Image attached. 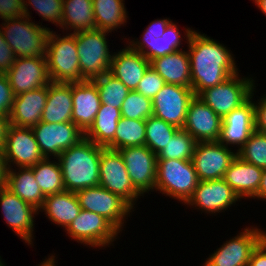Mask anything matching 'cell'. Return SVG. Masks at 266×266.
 Here are the masks:
<instances>
[{
    "instance_id": "1",
    "label": "cell",
    "mask_w": 266,
    "mask_h": 266,
    "mask_svg": "<svg viewBox=\"0 0 266 266\" xmlns=\"http://www.w3.org/2000/svg\"><path fill=\"white\" fill-rule=\"evenodd\" d=\"M185 46L190 58L191 88L195 96L241 72L231 49L199 30L190 35Z\"/></svg>"
},
{
    "instance_id": "2",
    "label": "cell",
    "mask_w": 266,
    "mask_h": 266,
    "mask_svg": "<svg viewBox=\"0 0 266 266\" xmlns=\"http://www.w3.org/2000/svg\"><path fill=\"white\" fill-rule=\"evenodd\" d=\"M103 146L84 138L57 157L66 191H77L99 185L100 156Z\"/></svg>"
},
{
    "instance_id": "3",
    "label": "cell",
    "mask_w": 266,
    "mask_h": 266,
    "mask_svg": "<svg viewBox=\"0 0 266 266\" xmlns=\"http://www.w3.org/2000/svg\"><path fill=\"white\" fill-rule=\"evenodd\" d=\"M51 28L26 15L2 20L0 31L16 58L43 57Z\"/></svg>"
},
{
    "instance_id": "4",
    "label": "cell",
    "mask_w": 266,
    "mask_h": 266,
    "mask_svg": "<svg viewBox=\"0 0 266 266\" xmlns=\"http://www.w3.org/2000/svg\"><path fill=\"white\" fill-rule=\"evenodd\" d=\"M62 34H58L53 29L47 41L45 56L51 82L75 83L85 81L81 75L75 35L65 32Z\"/></svg>"
},
{
    "instance_id": "5",
    "label": "cell",
    "mask_w": 266,
    "mask_h": 266,
    "mask_svg": "<svg viewBox=\"0 0 266 266\" xmlns=\"http://www.w3.org/2000/svg\"><path fill=\"white\" fill-rule=\"evenodd\" d=\"M199 179L191 160L157 159L155 192L185 205Z\"/></svg>"
},
{
    "instance_id": "6",
    "label": "cell",
    "mask_w": 266,
    "mask_h": 266,
    "mask_svg": "<svg viewBox=\"0 0 266 266\" xmlns=\"http://www.w3.org/2000/svg\"><path fill=\"white\" fill-rule=\"evenodd\" d=\"M110 32L93 29L73 33L79 56L81 75L85 80L107 74L113 57L108 40ZM110 44V45H109ZM111 50V51H110Z\"/></svg>"
},
{
    "instance_id": "7",
    "label": "cell",
    "mask_w": 266,
    "mask_h": 266,
    "mask_svg": "<svg viewBox=\"0 0 266 266\" xmlns=\"http://www.w3.org/2000/svg\"><path fill=\"white\" fill-rule=\"evenodd\" d=\"M255 78L253 74L243 76L238 72L223 83L201 91L197 97L223 119L251 97L255 82H258Z\"/></svg>"
},
{
    "instance_id": "8",
    "label": "cell",
    "mask_w": 266,
    "mask_h": 266,
    "mask_svg": "<svg viewBox=\"0 0 266 266\" xmlns=\"http://www.w3.org/2000/svg\"><path fill=\"white\" fill-rule=\"evenodd\" d=\"M64 232L71 241L98 251L110 246L115 248L114 242L121 237V232L109 220L85 210L80 211Z\"/></svg>"
},
{
    "instance_id": "9",
    "label": "cell",
    "mask_w": 266,
    "mask_h": 266,
    "mask_svg": "<svg viewBox=\"0 0 266 266\" xmlns=\"http://www.w3.org/2000/svg\"><path fill=\"white\" fill-rule=\"evenodd\" d=\"M266 230L260 226L249 225L209 254L200 266H248L252 252L261 242Z\"/></svg>"
},
{
    "instance_id": "10",
    "label": "cell",
    "mask_w": 266,
    "mask_h": 266,
    "mask_svg": "<svg viewBox=\"0 0 266 266\" xmlns=\"http://www.w3.org/2000/svg\"><path fill=\"white\" fill-rule=\"evenodd\" d=\"M79 205L82 210L94 212L109 220L121 233L126 226L128 217L135 210L119 195L114 194L100 185L77 191Z\"/></svg>"
},
{
    "instance_id": "11",
    "label": "cell",
    "mask_w": 266,
    "mask_h": 266,
    "mask_svg": "<svg viewBox=\"0 0 266 266\" xmlns=\"http://www.w3.org/2000/svg\"><path fill=\"white\" fill-rule=\"evenodd\" d=\"M99 185L119 195L134 210L143 196L134 188L122 155L118 150L103 148L100 156ZM136 205V206H135Z\"/></svg>"
},
{
    "instance_id": "12",
    "label": "cell",
    "mask_w": 266,
    "mask_h": 266,
    "mask_svg": "<svg viewBox=\"0 0 266 266\" xmlns=\"http://www.w3.org/2000/svg\"><path fill=\"white\" fill-rule=\"evenodd\" d=\"M242 199L238 194L222 179L210 181H199L193 195L184 205L204 213L207 216H216L225 213L230 207L238 206ZM238 202V203H237ZM237 203V204H236Z\"/></svg>"
},
{
    "instance_id": "13",
    "label": "cell",
    "mask_w": 266,
    "mask_h": 266,
    "mask_svg": "<svg viewBox=\"0 0 266 266\" xmlns=\"http://www.w3.org/2000/svg\"><path fill=\"white\" fill-rule=\"evenodd\" d=\"M0 208L7 227L32 248L36 237L34 236V227L35 217L39 215L38 210L5 186L0 188Z\"/></svg>"
},
{
    "instance_id": "14",
    "label": "cell",
    "mask_w": 266,
    "mask_h": 266,
    "mask_svg": "<svg viewBox=\"0 0 266 266\" xmlns=\"http://www.w3.org/2000/svg\"><path fill=\"white\" fill-rule=\"evenodd\" d=\"M6 168L31 167L44 159L33 130L9 124L3 147Z\"/></svg>"
},
{
    "instance_id": "15",
    "label": "cell",
    "mask_w": 266,
    "mask_h": 266,
    "mask_svg": "<svg viewBox=\"0 0 266 266\" xmlns=\"http://www.w3.org/2000/svg\"><path fill=\"white\" fill-rule=\"evenodd\" d=\"M31 129L44 158H57L62 151L77 145L85 138L84 133L73 122L41 121Z\"/></svg>"
},
{
    "instance_id": "16",
    "label": "cell",
    "mask_w": 266,
    "mask_h": 266,
    "mask_svg": "<svg viewBox=\"0 0 266 266\" xmlns=\"http://www.w3.org/2000/svg\"><path fill=\"white\" fill-rule=\"evenodd\" d=\"M237 152L218 141L196 142L192 163L199 181L222 179Z\"/></svg>"
},
{
    "instance_id": "17",
    "label": "cell",
    "mask_w": 266,
    "mask_h": 266,
    "mask_svg": "<svg viewBox=\"0 0 266 266\" xmlns=\"http://www.w3.org/2000/svg\"><path fill=\"white\" fill-rule=\"evenodd\" d=\"M134 188L144 197L155 192L157 155L146 145L118 150ZM150 192V193H149Z\"/></svg>"
},
{
    "instance_id": "18",
    "label": "cell",
    "mask_w": 266,
    "mask_h": 266,
    "mask_svg": "<svg viewBox=\"0 0 266 266\" xmlns=\"http://www.w3.org/2000/svg\"><path fill=\"white\" fill-rule=\"evenodd\" d=\"M183 31V35L182 32ZM195 31L192 26L186 27L180 30L179 26L175 22H171L164 31L161 37H139L130 39L127 36H121V40L134 51L140 52L149 61L156 59L158 57L165 56L167 54L173 53L177 50H183V41L189 42L190 35ZM186 40V41H185Z\"/></svg>"
},
{
    "instance_id": "19",
    "label": "cell",
    "mask_w": 266,
    "mask_h": 266,
    "mask_svg": "<svg viewBox=\"0 0 266 266\" xmlns=\"http://www.w3.org/2000/svg\"><path fill=\"white\" fill-rule=\"evenodd\" d=\"M195 94L191 87L166 84L153 97V116L183 128L188 106Z\"/></svg>"
},
{
    "instance_id": "20",
    "label": "cell",
    "mask_w": 266,
    "mask_h": 266,
    "mask_svg": "<svg viewBox=\"0 0 266 266\" xmlns=\"http://www.w3.org/2000/svg\"><path fill=\"white\" fill-rule=\"evenodd\" d=\"M5 74L15 96L51 83L46 56L16 58Z\"/></svg>"
},
{
    "instance_id": "21",
    "label": "cell",
    "mask_w": 266,
    "mask_h": 266,
    "mask_svg": "<svg viewBox=\"0 0 266 266\" xmlns=\"http://www.w3.org/2000/svg\"><path fill=\"white\" fill-rule=\"evenodd\" d=\"M254 131V98L250 97L239 108L234 109L222 119L218 142L238 152Z\"/></svg>"
},
{
    "instance_id": "22",
    "label": "cell",
    "mask_w": 266,
    "mask_h": 266,
    "mask_svg": "<svg viewBox=\"0 0 266 266\" xmlns=\"http://www.w3.org/2000/svg\"><path fill=\"white\" fill-rule=\"evenodd\" d=\"M222 119L197 96L190 101L183 129L196 142L218 141Z\"/></svg>"
},
{
    "instance_id": "23",
    "label": "cell",
    "mask_w": 266,
    "mask_h": 266,
    "mask_svg": "<svg viewBox=\"0 0 266 266\" xmlns=\"http://www.w3.org/2000/svg\"><path fill=\"white\" fill-rule=\"evenodd\" d=\"M149 67L150 61L124 42V47L116 49L113 53L109 73L119 79L130 91H135Z\"/></svg>"
},
{
    "instance_id": "24",
    "label": "cell",
    "mask_w": 266,
    "mask_h": 266,
    "mask_svg": "<svg viewBox=\"0 0 266 266\" xmlns=\"http://www.w3.org/2000/svg\"><path fill=\"white\" fill-rule=\"evenodd\" d=\"M72 122L85 133L101 105L98 88L92 80L72 83Z\"/></svg>"
},
{
    "instance_id": "25",
    "label": "cell",
    "mask_w": 266,
    "mask_h": 266,
    "mask_svg": "<svg viewBox=\"0 0 266 266\" xmlns=\"http://www.w3.org/2000/svg\"><path fill=\"white\" fill-rule=\"evenodd\" d=\"M47 94L48 85L16 95L9 115V124L32 128L41 122Z\"/></svg>"
},
{
    "instance_id": "26",
    "label": "cell",
    "mask_w": 266,
    "mask_h": 266,
    "mask_svg": "<svg viewBox=\"0 0 266 266\" xmlns=\"http://www.w3.org/2000/svg\"><path fill=\"white\" fill-rule=\"evenodd\" d=\"M263 169L236 156L225 171L223 179L243 200H250L258 191Z\"/></svg>"
},
{
    "instance_id": "27",
    "label": "cell",
    "mask_w": 266,
    "mask_h": 266,
    "mask_svg": "<svg viewBox=\"0 0 266 266\" xmlns=\"http://www.w3.org/2000/svg\"><path fill=\"white\" fill-rule=\"evenodd\" d=\"M81 210L76 193L65 190L45 196L43 206L38 212H44L46 219L56 225V227H63L64 231L79 215Z\"/></svg>"
},
{
    "instance_id": "28",
    "label": "cell",
    "mask_w": 266,
    "mask_h": 266,
    "mask_svg": "<svg viewBox=\"0 0 266 266\" xmlns=\"http://www.w3.org/2000/svg\"><path fill=\"white\" fill-rule=\"evenodd\" d=\"M154 69L166 82L185 87H191V66L187 49L158 57L150 61Z\"/></svg>"
},
{
    "instance_id": "29",
    "label": "cell",
    "mask_w": 266,
    "mask_h": 266,
    "mask_svg": "<svg viewBox=\"0 0 266 266\" xmlns=\"http://www.w3.org/2000/svg\"><path fill=\"white\" fill-rule=\"evenodd\" d=\"M72 83L51 82L41 121L45 123L72 122Z\"/></svg>"
},
{
    "instance_id": "30",
    "label": "cell",
    "mask_w": 266,
    "mask_h": 266,
    "mask_svg": "<svg viewBox=\"0 0 266 266\" xmlns=\"http://www.w3.org/2000/svg\"><path fill=\"white\" fill-rule=\"evenodd\" d=\"M5 187L37 210L43 206L45 196L34 178L31 167L7 169Z\"/></svg>"
},
{
    "instance_id": "31",
    "label": "cell",
    "mask_w": 266,
    "mask_h": 266,
    "mask_svg": "<svg viewBox=\"0 0 266 266\" xmlns=\"http://www.w3.org/2000/svg\"><path fill=\"white\" fill-rule=\"evenodd\" d=\"M59 29L65 33L96 29L92 0H63Z\"/></svg>"
},
{
    "instance_id": "32",
    "label": "cell",
    "mask_w": 266,
    "mask_h": 266,
    "mask_svg": "<svg viewBox=\"0 0 266 266\" xmlns=\"http://www.w3.org/2000/svg\"><path fill=\"white\" fill-rule=\"evenodd\" d=\"M125 0H92L96 29L115 33L129 20Z\"/></svg>"
},
{
    "instance_id": "33",
    "label": "cell",
    "mask_w": 266,
    "mask_h": 266,
    "mask_svg": "<svg viewBox=\"0 0 266 266\" xmlns=\"http://www.w3.org/2000/svg\"><path fill=\"white\" fill-rule=\"evenodd\" d=\"M121 117L120 109L101 103L92 125L84 133V137L96 145L106 147L114 139Z\"/></svg>"
},
{
    "instance_id": "34",
    "label": "cell",
    "mask_w": 266,
    "mask_h": 266,
    "mask_svg": "<svg viewBox=\"0 0 266 266\" xmlns=\"http://www.w3.org/2000/svg\"><path fill=\"white\" fill-rule=\"evenodd\" d=\"M145 140V120L121 117L114 139L105 148L119 150L125 147L143 146Z\"/></svg>"
},
{
    "instance_id": "35",
    "label": "cell",
    "mask_w": 266,
    "mask_h": 266,
    "mask_svg": "<svg viewBox=\"0 0 266 266\" xmlns=\"http://www.w3.org/2000/svg\"><path fill=\"white\" fill-rule=\"evenodd\" d=\"M31 168L44 196L65 191L62 171L57 158L54 160L53 158H44Z\"/></svg>"
},
{
    "instance_id": "36",
    "label": "cell",
    "mask_w": 266,
    "mask_h": 266,
    "mask_svg": "<svg viewBox=\"0 0 266 266\" xmlns=\"http://www.w3.org/2000/svg\"><path fill=\"white\" fill-rule=\"evenodd\" d=\"M98 88L101 103L121 109L130 90L112 74L107 73L92 79Z\"/></svg>"
},
{
    "instance_id": "37",
    "label": "cell",
    "mask_w": 266,
    "mask_h": 266,
    "mask_svg": "<svg viewBox=\"0 0 266 266\" xmlns=\"http://www.w3.org/2000/svg\"><path fill=\"white\" fill-rule=\"evenodd\" d=\"M145 145L156 155L165 148V145L174 136L178 127L154 116L145 120Z\"/></svg>"
},
{
    "instance_id": "38",
    "label": "cell",
    "mask_w": 266,
    "mask_h": 266,
    "mask_svg": "<svg viewBox=\"0 0 266 266\" xmlns=\"http://www.w3.org/2000/svg\"><path fill=\"white\" fill-rule=\"evenodd\" d=\"M196 141L186 130L179 128L174 136L157 154V159L191 160Z\"/></svg>"
},
{
    "instance_id": "39",
    "label": "cell",
    "mask_w": 266,
    "mask_h": 266,
    "mask_svg": "<svg viewBox=\"0 0 266 266\" xmlns=\"http://www.w3.org/2000/svg\"><path fill=\"white\" fill-rule=\"evenodd\" d=\"M23 8L24 15L30 19H32V9L42 21L51 22L57 28L61 26L63 0H23Z\"/></svg>"
},
{
    "instance_id": "40",
    "label": "cell",
    "mask_w": 266,
    "mask_h": 266,
    "mask_svg": "<svg viewBox=\"0 0 266 266\" xmlns=\"http://www.w3.org/2000/svg\"><path fill=\"white\" fill-rule=\"evenodd\" d=\"M243 161L266 169V134L254 131L237 152Z\"/></svg>"
},
{
    "instance_id": "41",
    "label": "cell",
    "mask_w": 266,
    "mask_h": 266,
    "mask_svg": "<svg viewBox=\"0 0 266 266\" xmlns=\"http://www.w3.org/2000/svg\"><path fill=\"white\" fill-rule=\"evenodd\" d=\"M120 111L122 117L146 120L153 116L152 99L137 91H130L123 101Z\"/></svg>"
},
{
    "instance_id": "42",
    "label": "cell",
    "mask_w": 266,
    "mask_h": 266,
    "mask_svg": "<svg viewBox=\"0 0 266 266\" xmlns=\"http://www.w3.org/2000/svg\"><path fill=\"white\" fill-rule=\"evenodd\" d=\"M164 85H166L165 80L154 69L149 67L138 83L135 91L141 93L145 97L153 99Z\"/></svg>"
},
{
    "instance_id": "43",
    "label": "cell",
    "mask_w": 266,
    "mask_h": 266,
    "mask_svg": "<svg viewBox=\"0 0 266 266\" xmlns=\"http://www.w3.org/2000/svg\"><path fill=\"white\" fill-rule=\"evenodd\" d=\"M15 95L6 74H0V115H10Z\"/></svg>"
},
{
    "instance_id": "44",
    "label": "cell",
    "mask_w": 266,
    "mask_h": 266,
    "mask_svg": "<svg viewBox=\"0 0 266 266\" xmlns=\"http://www.w3.org/2000/svg\"><path fill=\"white\" fill-rule=\"evenodd\" d=\"M256 85L258 86V83L253 87L251 97L254 98V107H255V131L266 134V93L260 94V97L255 96L256 91ZM257 97V101L255 99Z\"/></svg>"
},
{
    "instance_id": "45",
    "label": "cell",
    "mask_w": 266,
    "mask_h": 266,
    "mask_svg": "<svg viewBox=\"0 0 266 266\" xmlns=\"http://www.w3.org/2000/svg\"><path fill=\"white\" fill-rule=\"evenodd\" d=\"M24 15L23 0H0V19H10Z\"/></svg>"
},
{
    "instance_id": "46",
    "label": "cell",
    "mask_w": 266,
    "mask_h": 266,
    "mask_svg": "<svg viewBox=\"0 0 266 266\" xmlns=\"http://www.w3.org/2000/svg\"><path fill=\"white\" fill-rule=\"evenodd\" d=\"M15 59L16 57L12 48L5 41L4 36L0 31V74H5L15 62Z\"/></svg>"
},
{
    "instance_id": "47",
    "label": "cell",
    "mask_w": 266,
    "mask_h": 266,
    "mask_svg": "<svg viewBox=\"0 0 266 266\" xmlns=\"http://www.w3.org/2000/svg\"><path fill=\"white\" fill-rule=\"evenodd\" d=\"M172 22L170 18H160L151 21L139 37H161L167 26Z\"/></svg>"
},
{
    "instance_id": "48",
    "label": "cell",
    "mask_w": 266,
    "mask_h": 266,
    "mask_svg": "<svg viewBox=\"0 0 266 266\" xmlns=\"http://www.w3.org/2000/svg\"><path fill=\"white\" fill-rule=\"evenodd\" d=\"M248 266H266V247L261 242L252 252Z\"/></svg>"
},
{
    "instance_id": "49",
    "label": "cell",
    "mask_w": 266,
    "mask_h": 266,
    "mask_svg": "<svg viewBox=\"0 0 266 266\" xmlns=\"http://www.w3.org/2000/svg\"><path fill=\"white\" fill-rule=\"evenodd\" d=\"M252 199L255 201L260 200V201H265L266 202V169L263 170L262 177H261V182L258 188L257 193L252 197Z\"/></svg>"
},
{
    "instance_id": "50",
    "label": "cell",
    "mask_w": 266,
    "mask_h": 266,
    "mask_svg": "<svg viewBox=\"0 0 266 266\" xmlns=\"http://www.w3.org/2000/svg\"><path fill=\"white\" fill-rule=\"evenodd\" d=\"M8 126L9 117L0 115V150H3Z\"/></svg>"
},
{
    "instance_id": "51",
    "label": "cell",
    "mask_w": 266,
    "mask_h": 266,
    "mask_svg": "<svg viewBox=\"0 0 266 266\" xmlns=\"http://www.w3.org/2000/svg\"><path fill=\"white\" fill-rule=\"evenodd\" d=\"M6 170L3 152L0 150V188L5 186Z\"/></svg>"
},
{
    "instance_id": "52",
    "label": "cell",
    "mask_w": 266,
    "mask_h": 266,
    "mask_svg": "<svg viewBox=\"0 0 266 266\" xmlns=\"http://www.w3.org/2000/svg\"><path fill=\"white\" fill-rule=\"evenodd\" d=\"M56 253H51L50 255L48 254V256H45V259L43 260V262H41L40 264H37L38 266H57L58 265V259ZM57 264V265H56Z\"/></svg>"
},
{
    "instance_id": "53",
    "label": "cell",
    "mask_w": 266,
    "mask_h": 266,
    "mask_svg": "<svg viewBox=\"0 0 266 266\" xmlns=\"http://www.w3.org/2000/svg\"><path fill=\"white\" fill-rule=\"evenodd\" d=\"M254 5L266 16V0H252Z\"/></svg>"
},
{
    "instance_id": "54",
    "label": "cell",
    "mask_w": 266,
    "mask_h": 266,
    "mask_svg": "<svg viewBox=\"0 0 266 266\" xmlns=\"http://www.w3.org/2000/svg\"><path fill=\"white\" fill-rule=\"evenodd\" d=\"M261 243L266 247V232L264 233V235L261 239Z\"/></svg>"
},
{
    "instance_id": "55",
    "label": "cell",
    "mask_w": 266,
    "mask_h": 266,
    "mask_svg": "<svg viewBox=\"0 0 266 266\" xmlns=\"http://www.w3.org/2000/svg\"><path fill=\"white\" fill-rule=\"evenodd\" d=\"M0 266H6L4 260L2 259V257L0 256Z\"/></svg>"
}]
</instances>
